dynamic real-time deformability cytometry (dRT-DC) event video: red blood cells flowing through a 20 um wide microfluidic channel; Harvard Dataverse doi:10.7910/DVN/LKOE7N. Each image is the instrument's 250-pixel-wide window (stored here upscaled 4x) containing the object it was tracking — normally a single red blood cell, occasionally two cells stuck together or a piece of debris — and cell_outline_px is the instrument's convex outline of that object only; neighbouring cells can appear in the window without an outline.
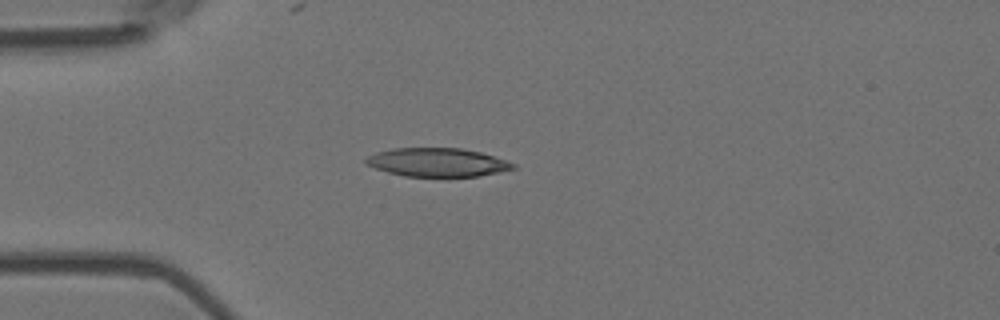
{"species": "Egyptian fruit bat (a non-hibernating species)", "species_latin": "Rousettus aegyptiacus", "temperature_condition": "room temperature", "stored_images_in_passage": 4, "camera_frame_rate_fps": 3000, "um_per_image_px": 0.085, "animal": {"sex": "female"}, "frame": {"image": 1, "passage_image": 4, "time_ms": 1.0, "image_size_px": [1000, 320], "cell_outline_px": [[516, 168], [480, 176], [404, 176], [388, 172], [376, 168], [368, 164], [364, 160], [368, 156], [376, 152], [392, 148], [460, 148], [480, 152], [508, 160], [516, 164]], "centroid_in_image_um": [37.2, 13.79], "position_along_channel_um": 47.8, "area_um2": 24.39}}